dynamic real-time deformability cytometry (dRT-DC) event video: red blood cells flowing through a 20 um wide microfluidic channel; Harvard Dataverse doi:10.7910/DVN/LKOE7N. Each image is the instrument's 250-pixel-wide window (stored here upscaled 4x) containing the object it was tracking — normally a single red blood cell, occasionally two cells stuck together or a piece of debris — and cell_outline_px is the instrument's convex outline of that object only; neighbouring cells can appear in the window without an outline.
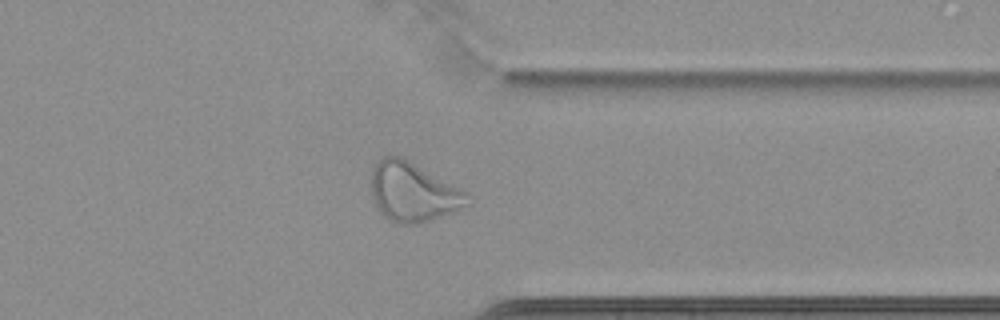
{"species": "common noctule bat (a hibernating species)", "species_latin": "Nyctalus noctula", "temperature_condition": "cold", "stored_images_in_passage": 64, "camera_frame_rate_fps": 3000, "um_per_image_px": 0.085, "animal": {"sex": "female", "body_mass_g": 22.7, "forearm_length_mm": 54.2}, "frame": {"image": 1, "passage_image": 52, "time_ms": 17.0, "image_size_px": [1000, 320], "cell_outline_px": [[468, 204], [452, 212], [432, 220], [420, 224], [396, 224], [388, 220], [380, 212], [372, 200], [368, 180], [372, 164], [380, 156], [400, 156], [408, 160], [468, 192]], "centroid_in_image_um": [35.01, 16.31], "position_along_channel_um": 376.4, "area_um2": 33.87}}
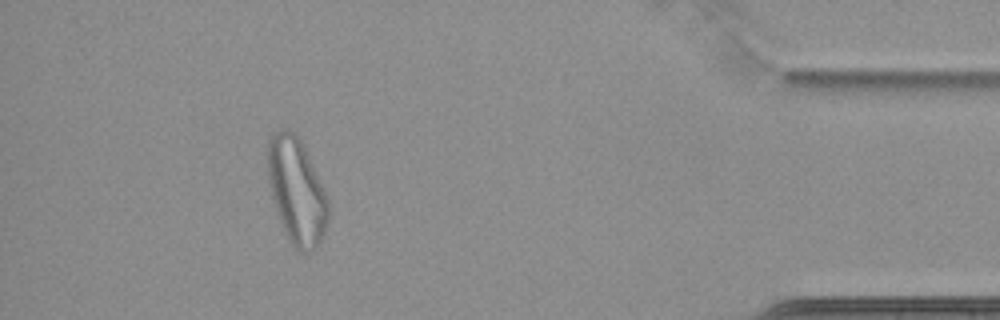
{"frame": {"image": 2, "passage_image": 59, "time_ms": 19.333, "image_size_px": [1000, 320], "cell_outline_px": [[328, 224], [316, 248], [308, 252], [300, 252], [292, 248], [284, 232], [272, 200], [268, 180], [268, 140], [272, 132], [280, 128], [288, 128], [304, 144], [324, 188], [328, 200]], "centroid_in_image_um": [25.2, 16.24], "position_along_channel_um": 410.0, "area_um2": 37.86}}